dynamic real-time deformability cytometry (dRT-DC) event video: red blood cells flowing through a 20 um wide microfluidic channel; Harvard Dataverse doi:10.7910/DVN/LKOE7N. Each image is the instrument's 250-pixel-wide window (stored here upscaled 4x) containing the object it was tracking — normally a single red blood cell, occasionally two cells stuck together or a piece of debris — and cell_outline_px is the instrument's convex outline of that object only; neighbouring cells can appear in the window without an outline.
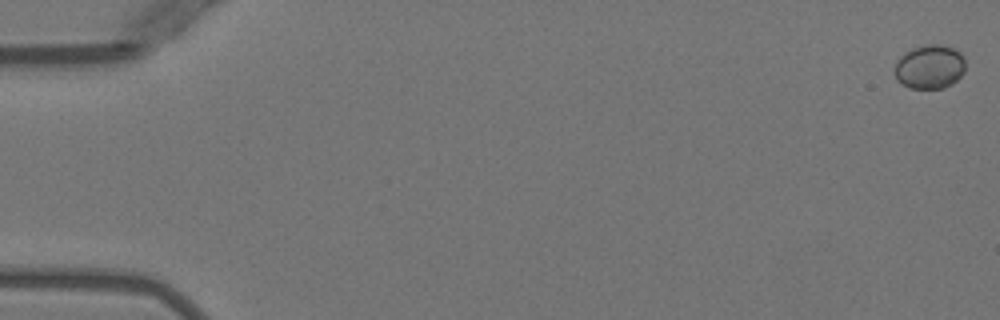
{"species": "Egyptian fruit bat (a non-hibernating species)", "species_latin": "Rousettus aegyptiacus", "temperature_condition": "warm", "stored_images_in_passage": 23, "camera_frame_rate_fps": 3000, "um_per_image_px": 0.085, "animal": {"sex": "female"}, "frame": {"image": 1, "passage_image": 1, "time_ms": 0.0, "image_size_px": [1000, 320], "cell_outline_px": [[964, 72], [952, 84], [944, 88], [908, 88], [896, 80], [896, 60], [900, 56], [912, 48], [924, 44], [940, 44], [952, 48], [960, 52], [964, 56]], "centroid_in_image_um": [79.02, 5.67], "position_along_channel_um": 6.0, "area_um2": 18.21}}
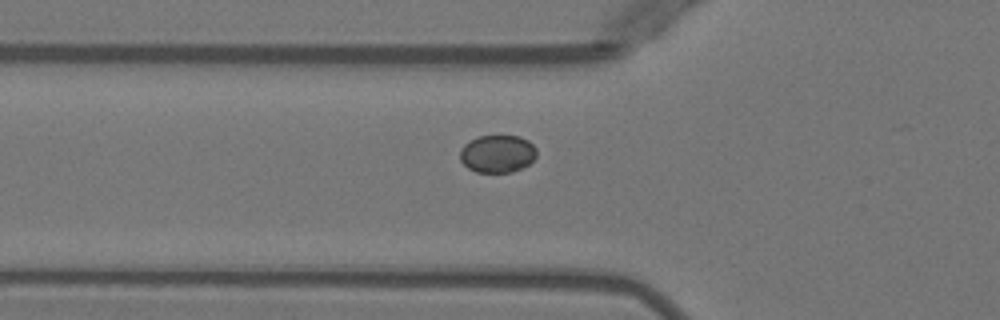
{"frame": {"image": 2, "passage_image": 19, "time_ms": 6.0, "image_size_px": [1000, 320], "cell_outline_px": [[536, 156], [528, 164], [512, 172], [476, 172], [468, 168], [460, 160], [460, 148], [468, 140], [480, 136], [520, 136], [528, 140], [536, 148]], "centroid_in_image_um": [42.26, 13.06], "position_along_channel_um": 83.5, "area_um2": 16.82}}
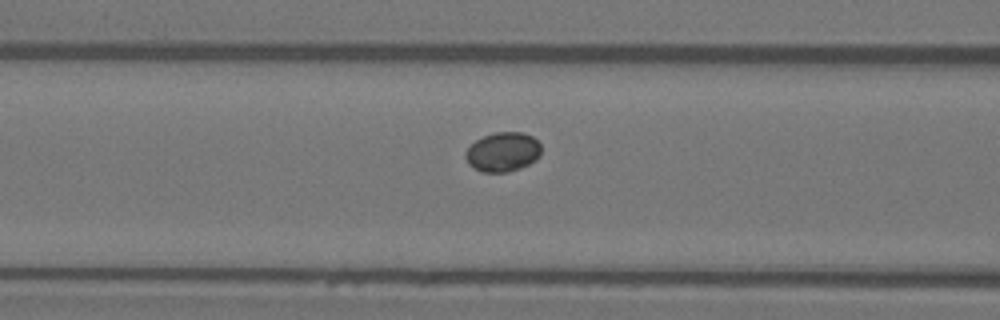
{"frame": {"image": 3, "passage_image": 22, "time_ms": 7.0, "image_size_px": [1000, 320], "cell_outline_px": [[540, 156], [536, 160], [520, 168], [508, 172], [480, 172], [468, 164], [464, 156], [464, 152], [476, 140], [484, 136], [496, 132], [524, 132], [532, 136], [540, 144]], "centroid_in_image_um": [42.73, 12.92], "position_along_channel_um": 123.9, "area_um2": 17.46}}